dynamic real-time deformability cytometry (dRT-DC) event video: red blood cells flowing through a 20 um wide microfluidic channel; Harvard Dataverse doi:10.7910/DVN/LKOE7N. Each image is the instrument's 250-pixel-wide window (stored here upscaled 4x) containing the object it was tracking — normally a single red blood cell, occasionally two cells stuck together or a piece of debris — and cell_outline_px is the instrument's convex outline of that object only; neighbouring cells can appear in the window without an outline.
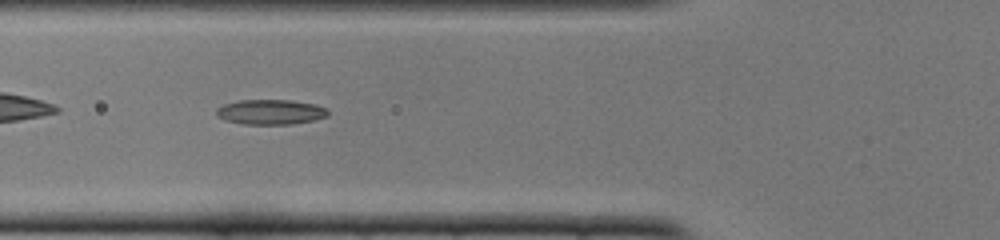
{"species": "common noctule bat (a hibernating species)", "species_latin": "Nyctalus noctula", "temperature_condition": "cold", "stored_images_in_passage": 38, "camera_frame_rate_fps": 3000, "um_per_image_px": 0.085, "animal": {"sex": "female", "body_mass_g": 22.0, "forearm_length_mm": 56.7}, "frame": {"image": 1, "passage_image": 5, "time_ms": 1.333, "image_size_px": [1000, 240], "cell_outline_px": [[328, 116], [312, 120], [292, 124], [240, 124], [224, 120], [216, 116], [216, 108], [224, 104], [240, 100], [292, 100], [316, 104], [328, 108]], "centroid_in_image_um": [22.98, 9.52], "position_along_channel_um": 102.8, "area_um2": 16.42}}
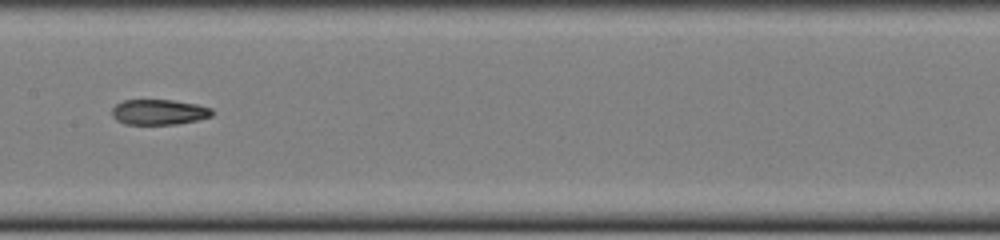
{"frame": {"image": 2, "passage_image": 12, "time_ms": 3.667, "image_size_px": [1000, 240], "cell_outline_px": [[216, 112], [212, 116], [200, 120], [176, 124], [124, 124], [116, 120], [112, 116], [112, 108], [116, 104], [124, 100], [172, 100], [196, 104], [212, 108]], "centroid_in_image_um": [13.54, 9.53], "position_along_channel_um": 193.9, "area_um2": 14.97}}
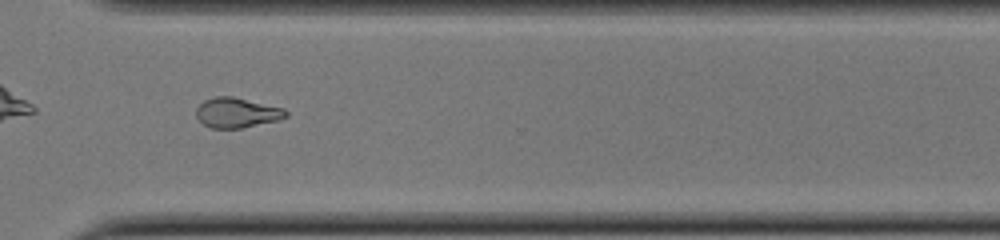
{"frame": {"image": 3, "passage_image": 24, "time_ms": 7.667, "image_size_px": [1000, 240], "cell_outline_px": [[288, 116], [280, 120], [240, 128], [212, 128], [204, 124], [196, 116], [196, 108], [204, 100], [216, 96], [232, 96], [284, 108], [288, 112]], "centroid_in_image_um": [20.15, 9.57], "position_along_channel_um": 350.4, "area_um2": 15.66}, "authors_computed_cell_mechanics": {"area_um2": 15.7794, "velocity_mm_per_s": 3.8991, "shape_relaxation_time_tau1_ms": null, "shape_relaxation_time_tau2_ms": 4.0459, "deformation_change_tau1": null, "deformation_change_tau2": 0.1038}}